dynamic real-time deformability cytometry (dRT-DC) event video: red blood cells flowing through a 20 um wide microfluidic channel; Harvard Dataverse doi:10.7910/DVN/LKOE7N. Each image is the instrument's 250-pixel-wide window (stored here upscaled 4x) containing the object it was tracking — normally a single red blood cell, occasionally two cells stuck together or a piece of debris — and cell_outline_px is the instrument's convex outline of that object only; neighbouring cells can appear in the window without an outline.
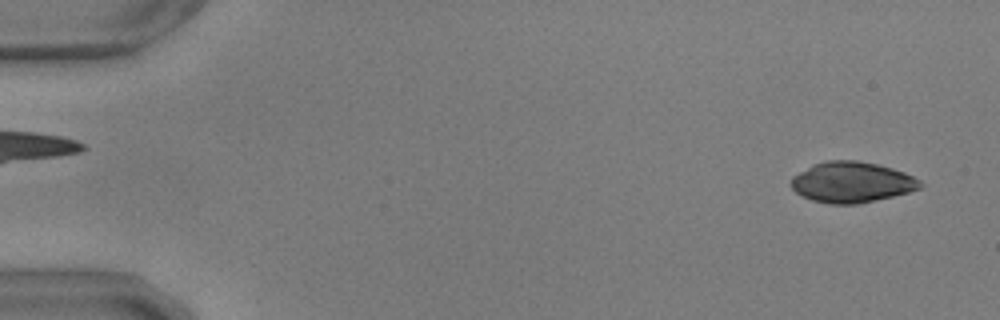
{"species": "common noctule bat (a hibernating species)", "species_latin": "Nyctalus noctula", "temperature_condition": "warm", "stored_images_in_passage": 6, "camera_frame_rate_fps": 3000, "um_per_image_px": 0.085, "animal": {"sex": "male", "body_mass_g": 17.9, "forearm_length_mm": 54.2}, "frame": {"image": 1, "passage_image": 2, "time_ms": 0.333, "image_size_px": [1000, 320], "cell_outline_px": [[924, 184], [920, 188], [908, 192], [876, 200], [856, 204], [828, 204], [812, 200], [796, 192], [788, 184], [792, 176], [812, 164], [828, 160], [856, 160], [876, 164], [892, 168], [904, 172], [920, 180]], "centroid_in_image_um": [72.37, 15.48], "position_along_channel_um": 12.6, "area_um2": 30.69}}